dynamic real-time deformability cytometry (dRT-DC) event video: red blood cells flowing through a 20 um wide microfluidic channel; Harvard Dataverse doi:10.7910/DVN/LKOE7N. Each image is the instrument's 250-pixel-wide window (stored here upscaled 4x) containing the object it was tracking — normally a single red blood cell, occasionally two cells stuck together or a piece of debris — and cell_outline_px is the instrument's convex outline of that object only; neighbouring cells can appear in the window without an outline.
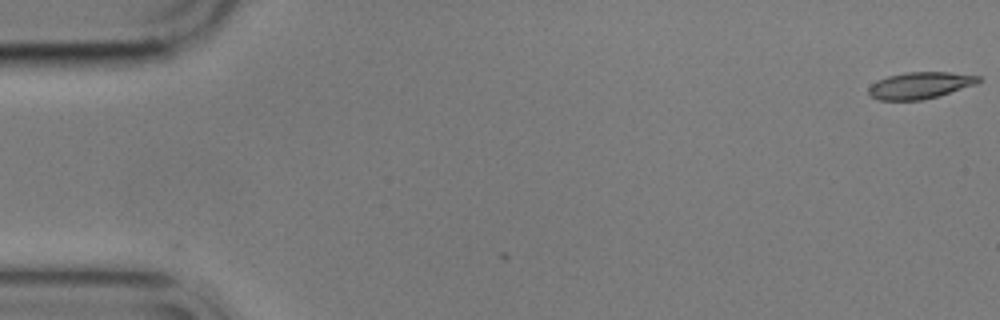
{"species": "common noctule bat (a hibernating species)", "species_latin": "Nyctalus noctula", "temperature_condition": "cold", "stored_images_in_passage": 4, "camera_frame_rate_fps": 3000, "um_per_image_px": 0.085, "animal": {"sex": "male", "body_mass_g": 17.9}, "frame": {"image": 1, "passage_image": 1, "time_ms": 0.0, "image_size_px": [1000, 320], "cell_outline_px": [[980, 80], [976, 84], [924, 100], [880, 100], [872, 96], [868, 92], [868, 88], [872, 84], [888, 76], [908, 72], [948, 72], [980, 76]], "centroid_in_image_um": [78.21, 7.26], "position_along_channel_um": 6.8, "area_um2": 16.76}}